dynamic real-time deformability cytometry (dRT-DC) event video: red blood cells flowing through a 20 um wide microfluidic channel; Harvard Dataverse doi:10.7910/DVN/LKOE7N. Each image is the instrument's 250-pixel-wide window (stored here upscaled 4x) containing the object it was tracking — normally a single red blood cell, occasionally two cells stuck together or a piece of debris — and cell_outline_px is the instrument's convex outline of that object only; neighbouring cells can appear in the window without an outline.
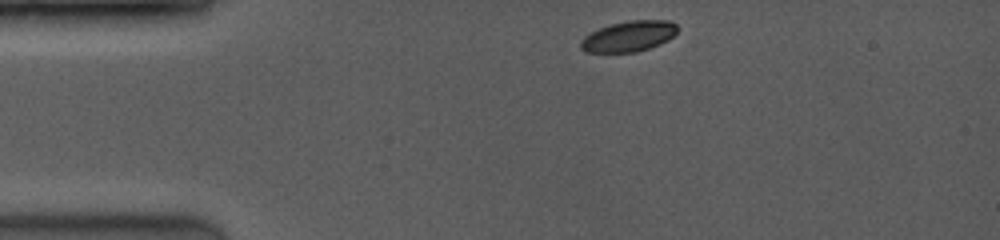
{"species": "common noctule bat (a hibernating species)", "species_latin": "Nyctalus noctula", "temperature_condition": "room temperature", "stored_images_in_passage": 26, "camera_frame_rate_fps": 3500, "um_per_image_px": 0.085, "animal": {"sex": "female", "body_mass_g": 19.0, "forearm_length_mm": 53.3}, "frame": {"image": 1, "passage_image": 1, "time_ms": 0.0, "image_size_px": [1000, 240], "cell_outline_px": [[676, 32], [668, 40], [660, 44], [636, 52], [584, 52], [580, 48], [580, 40], [584, 36], [600, 28], [612, 24], [628, 20], [668, 20], [676, 24]], "centroid_in_image_um": [53.42, 3.09], "position_along_channel_um": 31.6, "area_um2": 17.17}}
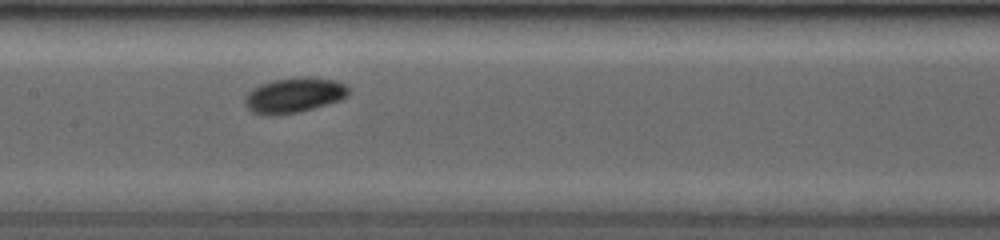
{"frame": {"image": 2, "passage_image": 15, "time_ms": 4.857, "image_size_px": [1000, 240], "cell_outline_px": [[348, 96], [340, 100], [312, 108], [296, 112], [276, 116], [264, 116], [252, 112], [244, 104], [244, 100], [248, 92], [252, 88], [260, 84], [272, 80], [304, 76], [308, 76], [336, 80], [344, 84], [348, 88]], "centroid_in_image_um": [24.96, 8.09], "position_along_channel_um": 182.4, "area_um2": 21.39}}
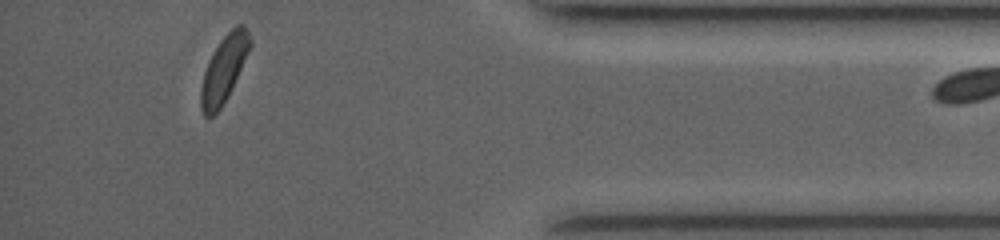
{"frame": {"image": 3, "passage_image": 25, "time_ms": 11.143, "image_size_px": [1000, 240], "cell_outline_px": [[252, 44], [232, 88], [228, 96], [220, 108], [212, 116], [204, 116], [200, 108], [200, 88], [204, 72], [208, 60], [212, 52], [220, 40], [236, 24], [244, 24], [252, 40]], "centroid_in_image_um": [19.02, 5.85], "position_along_channel_um": 416.2, "area_um2": 19.07}}